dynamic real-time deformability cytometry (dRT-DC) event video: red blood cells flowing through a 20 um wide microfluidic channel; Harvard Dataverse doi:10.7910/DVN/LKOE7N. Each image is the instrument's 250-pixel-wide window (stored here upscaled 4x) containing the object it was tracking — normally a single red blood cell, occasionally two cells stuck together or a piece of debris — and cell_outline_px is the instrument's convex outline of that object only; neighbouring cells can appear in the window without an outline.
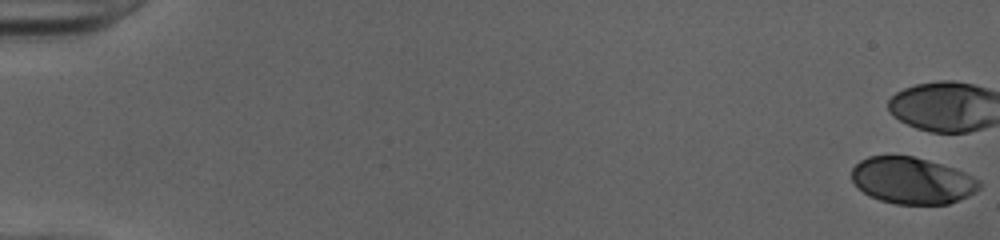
{"species": "human", "species_latin": "Homo sapiens", "temperature_condition": "cold", "stored_images_in_passage": 42, "camera_frame_rate_fps": 3000, "um_per_image_px": 0.085, "donor": {"sex": "female"}, "frame": {"image": 1, "passage_image": 1, "time_ms": 0.0, "image_size_px": [1000, 240], "cell_outline_px": [[980, 188], [976, 192], [960, 200], [948, 204], [896, 204], [880, 200], [868, 196], [852, 180], [852, 168], [860, 160], [868, 156], [912, 156], [928, 160], [956, 168], [980, 180]], "centroid_in_image_um": [77.55, 15.35], "position_along_channel_um": 7.4, "area_um2": 34.74}}